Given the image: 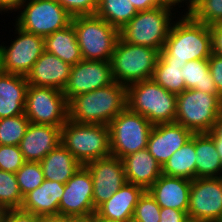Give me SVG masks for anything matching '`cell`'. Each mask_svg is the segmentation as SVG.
<instances>
[{
	"label": "cell",
	"mask_w": 222,
	"mask_h": 222,
	"mask_svg": "<svg viewBox=\"0 0 222 222\" xmlns=\"http://www.w3.org/2000/svg\"><path fill=\"white\" fill-rule=\"evenodd\" d=\"M185 211L173 208H160V222H183L187 218Z\"/></svg>",
	"instance_id": "obj_41"
},
{
	"label": "cell",
	"mask_w": 222,
	"mask_h": 222,
	"mask_svg": "<svg viewBox=\"0 0 222 222\" xmlns=\"http://www.w3.org/2000/svg\"><path fill=\"white\" fill-rule=\"evenodd\" d=\"M22 7L16 26L43 38L66 28L72 21V16L56 0H27Z\"/></svg>",
	"instance_id": "obj_11"
},
{
	"label": "cell",
	"mask_w": 222,
	"mask_h": 222,
	"mask_svg": "<svg viewBox=\"0 0 222 222\" xmlns=\"http://www.w3.org/2000/svg\"><path fill=\"white\" fill-rule=\"evenodd\" d=\"M113 82L110 61L81 60L71 67L63 94L69 103L77 95L109 86Z\"/></svg>",
	"instance_id": "obj_14"
},
{
	"label": "cell",
	"mask_w": 222,
	"mask_h": 222,
	"mask_svg": "<svg viewBox=\"0 0 222 222\" xmlns=\"http://www.w3.org/2000/svg\"><path fill=\"white\" fill-rule=\"evenodd\" d=\"M44 51L56 55L71 66L83 60L72 23L44 37Z\"/></svg>",
	"instance_id": "obj_27"
},
{
	"label": "cell",
	"mask_w": 222,
	"mask_h": 222,
	"mask_svg": "<svg viewBox=\"0 0 222 222\" xmlns=\"http://www.w3.org/2000/svg\"><path fill=\"white\" fill-rule=\"evenodd\" d=\"M212 35V51L222 57V23L210 25Z\"/></svg>",
	"instance_id": "obj_42"
},
{
	"label": "cell",
	"mask_w": 222,
	"mask_h": 222,
	"mask_svg": "<svg viewBox=\"0 0 222 222\" xmlns=\"http://www.w3.org/2000/svg\"><path fill=\"white\" fill-rule=\"evenodd\" d=\"M41 222H65V216L42 217Z\"/></svg>",
	"instance_id": "obj_48"
},
{
	"label": "cell",
	"mask_w": 222,
	"mask_h": 222,
	"mask_svg": "<svg viewBox=\"0 0 222 222\" xmlns=\"http://www.w3.org/2000/svg\"><path fill=\"white\" fill-rule=\"evenodd\" d=\"M127 107L153 125L175 121L177 95L167 91L152 78L126 87Z\"/></svg>",
	"instance_id": "obj_3"
},
{
	"label": "cell",
	"mask_w": 222,
	"mask_h": 222,
	"mask_svg": "<svg viewBox=\"0 0 222 222\" xmlns=\"http://www.w3.org/2000/svg\"><path fill=\"white\" fill-rule=\"evenodd\" d=\"M29 124L25 114L0 119V145L19 146Z\"/></svg>",
	"instance_id": "obj_32"
},
{
	"label": "cell",
	"mask_w": 222,
	"mask_h": 222,
	"mask_svg": "<svg viewBox=\"0 0 222 222\" xmlns=\"http://www.w3.org/2000/svg\"><path fill=\"white\" fill-rule=\"evenodd\" d=\"M68 106L72 122L109 125L127 106L126 86L114 81L109 86L75 96Z\"/></svg>",
	"instance_id": "obj_2"
},
{
	"label": "cell",
	"mask_w": 222,
	"mask_h": 222,
	"mask_svg": "<svg viewBox=\"0 0 222 222\" xmlns=\"http://www.w3.org/2000/svg\"><path fill=\"white\" fill-rule=\"evenodd\" d=\"M208 134L213 138L216 150L222 162V112Z\"/></svg>",
	"instance_id": "obj_43"
},
{
	"label": "cell",
	"mask_w": 222,
	"mask_h": 222,
	"mask_svg": "<svg viewBox=\"0 0 222 222\" xmlns=\"http://www.w3.org/2000/svg\"><path fill=\"white\" fill-rule=\"evenodd\" d=\"M25 162L19 146L0 145V170L16 173Z\"/></svg>",
	"instance_id": "obj_37"
},
{
	"label": "cell",
	"mask_w": 222,
	"mask_h": 222,
	"mask_svg": "<svg viewBox=\"0 0 222 222\" xmlns=\"http://www.w3.org/2000/svg\"><path fill=\"white\" fill-rule=\"evenodd\" d=\"M137 11H145L161 6L158 0H129Z\"/></svg>",
	"instance_id": "obj_44"
},
{
	"label": "cell",
	"mask_w": 222,
	"mask_h": 222,
	"mask_svg": "<svg viewBox=\"0 0 222 222\" xmlns=\"http://www.w3.org/2000/svg\"><path fill=\"white\" fill-rule=\"evenodd\" d=\"M24 114L30 123L62 128L69 119V106L63 91L29 85Z\"/></svg>",
	"instance_id": "obj_10"
},
{
	"label": "cell",
	"mask_w": 222,
	"mask_h": 222,
	"mask_svg": "<svg viewBox=\"0 0 222 222\" xmlns=\"http://www.w3.org/2000/svg\"><path fill=\"white\" fill-rule=\"evenodd\" d=\"M208 63L218 94L222 97V57L212 53L208 58Z\"/></svg>",
	"instance_id": "obj_39"
},
{
	"label": "cell",
	"mask_w": 222,
	"mask_h": 222,
	"mask_svg": "<svg viewBox=\"0 0 222 222\" xmlns=\"http://www.w3.org/2000/svg\"><path fill=\"white\" fill-rule=\"evenodd\" d=\"M222 112V97L196 89L177 94L175 121L192 133H209Z\"/></svg>",
	"instance_id": "obj_6"
},
{
	"label": "cell",
	"mask_w": 222,
	"mask_h": 222,
	"mask_svg": "<svg viewBox=\"0 0 222 222\" xmlns=\"http://www.w3.org/2000/svg\"><path fill=\"white\" fill-rule=\"evenodd\" d=\"M159 1V4L161 6H165V7H168V8H173V6L175 7V5H179V3H182V1H188V2H185V3H189L187 5L188 6V11H186V15H190L192 13V10L196 4V1L197 0H158Z\"/></svg>",
	"instance_id": "obj_46"
},
{
	"label": "cell",
	"mask_w": 222,
	"mask_h": 222,
	"mask_svg": "<svg viewBox=\"0 0 222 222\" xmlns=\"http://www.w3.org/2000/svg\"><path fill=\"white\" fill-rule=\"evenodd\" d=\"M190 15L208 26L222 23V0H197Z\"/></svg>",
	"instance_id": "obj_35"
},
{
	"label": "cell",
	"mask_w": 222,
	"mask_h": 222,
	"mask_svg": "<svg viewBox=\"0 0 222 222\" xmlns=\"http://www.w3.org/2000/svg\"><path fill=\"white\" fill-rule=\"evenodd\" d=\"M39 163L46 180L63 184L82 166L61 143Z\"/></svg>",
	"instance_id": "obj_25"
},
{
	"label": "cell",
	"mask_w": 222,
	"mask_h": 222,
	"mask_svg": "<svg viewBox=\"0 0 222 222\" xmlns=\"http://www.w3.org/2000/svg\"><path fill=\"white\" fill-rule=\"evenodd\" d=\"M111 155L125 156L147 148L153 124L127 106L109 123Z\"/></svg>",
	"instance_id": "obj_9"
},
{
	"label": "cell",
	"mask_w": 222,
	"mask_h": 222,
	"mask_svg": "<svg viewBox=\"0 0 222 222\" xmlns=\"http://www.w3.org/2000/svg\"><path fill=\"white\" fill-rule=\"evenodd\" d=\"M61 144L85 166L111 155L109 126L72 122L68 119L61 128Z\"/></svg>",
	"instance_id": "obj_4"
},
{
	"label": "cell",
	"mask_w": 222,
	"mask_h": 222,
	"mask_svg": "<svg viewBox=\"0 0 222 222\" xmlns=\"http://www.w3.org/2000/svg\"><path fill=\"white\" fill-rule=\"evenodd\" d=\"M60 143V127L30 123L19 148L25 161L40 162Z\"/></svg>",
	"instance_id": "obj_19"
},
{
	"label": "cell",
	"mask_w": 222,
	"mask_h": 222,
	"mask_svg": "<svg viewBox=\"0 0 222 222\" xmlns=\"http://www.w3.org/2000/svg\"><path fill=\"white\" fill-rule=\"evenodd\" d=\"M96 222H126V221H119V220H112V219L102 218V217H99L96 214Z\"/></svg>",
	"instance_id": "obj_49"
},
{
	"label": "cell",
	"mask_w": 222,
	"mask_h": 222,
	"mask_svg": "<svg viewBox=\"0 0 222 222\" xmlns=\"http://www.w3.org/2000/svg\"><path fill=\"white\" fill-rule=\"evenodd\" d=\"M186 63H167L160 55L158 56L152 79L167 91L180 94L186 90L181 68Z\"/></svg>",
	"instance_id": "obj_31"
},
{
	"label": "cell",
	"mask_w": 222,
	"mask_h": 222,
	"mask_svg": "<svg viewBox=\"0 0 222 222\" xmlns=\"http://www.w3.org/2000/svg\"><path fill=\"white\" fill-rule=\"evenodd\" d=\"M27 0H0V11H17Z\"/></svg>",
	"instance_id": "obj_45"
},
{
	"label": "cell",
	"mask_w": 222,
	"mask_h": 222,
	"mask_svg": "<svg viewBox=\"0 0 222 222\" xmlns=\"http://www.w3.org/2000/svg\"><path fill=\"white\" fill-rule=\"evenodd\" d=\"M64 187L63 183L45 179L40 186L23 197L20 209L41 217L59 216V202Z\"/></svg>",
	"instance_id": "obj_21"
},
{
	"label": "cell",
	"mask_w": 222,
	"mask_h": 222,
	"mask_svg": "<svg viewBox=\"0 0 222 222\" xmlns=\"http://www.w3.org/2000/svg\"><path fill=\"white\" fill-rule=\"evenodd\" d=\"M145 191L139 185L126 182L96 209V214L102 218L127 221L133 217L135 206Z\"/></svg>",
	"instance_id": "obj_23"
},
{
	"label": "cell",
	"mask_w": 222,
	"mask_h": 222,
	"mask_svg": "<svg viewBox=\"0 0 222 222\" xmlns=\"http://www.w3.org/2000/svg\"><path fill=\"white\" fill-rule=\"evenodd\" d=\"M192 135L190 130L176 122L156 124L150 132L147 149L163 167L169 158L191 139Z\"/></svg>",
	"instance_id": "obj_17"
},
{
	"label": "cell",
	"mask_w": 222,
	"mask_h": 222,
	"mask_svg": "<svg viewBox=\"0 0 222 222\" xmlns=\"http://www.w3.org/2000/svg\"><path fill=\"white\" fill-rule=\"evenodd\" d=\"M28 86L26 76L0 70V119L24 114Z\"/></svg>",
	"instance_id": "obj_22"
},
{
	"label": "cell",
	"mask_w": 222,
	"mask_h": 222,
	"mask_svg": "<svg viewBox=\"0 0 222 222\" xmlns=\"http://www.w3.org/2000/svg\"><path fill=\"white\" fill-rule=\"evenodd\" d=\"M194 147L196 178L222 177V162L213 138L208 133H194Z\"/></svg>",
	"instance_id": "obj_26"
},
{
	"label": "cell",
	"mask_w": 222,
	"mask_h": 222,
	"mask_svg": "<svg viewBox=\"0 0 222 222\" xmlns=\"http://www.w3.org/2000/svg\"><path fill=\"white\" fill-rule=\"evenodd\" d=\"M72 17L95 15L98 0H56Z\"/></svg>",
	"instance_id": "obj_38"
},
{
	"label": "cell",
	"mask_w": 222,
	"mask_h": 222,
	"mask_svg": "<svg viewBox=\"0 0 222 222\" xmlns=\"http://www.w3.org/2000/svg\"><path fill=\"white\" fill-rule=\"evenodd\" d=\"M42 217L22 209H8L4 222H41Z\"/></svg>",
	"instance_id": "obj_40"
},
{
	"label": "cell",
	"mask_w": 222,
	"mask_h": 222,
	"mask_svg": "<svg viewBox=\"0 0 222 222\" xmlns=\"http://www.w3.org/2000/svg\"><path fill=\"white\" fill-rule=\"evenodd\" d=\"M160 206L146 190L135 206L133 217L141 222H160Z\"/></svg>",
	"instance_id": "obj_36"
},
{
	"label": "cell",
	"mask_w": 222,
	"mask_h": 222,
	"mask_svg": "<svg viewBox=\"0 0 222 222\" xmlns=\"http://www.w3.org/2000/svg\"><path fill=\"white\" fill-rule=\"evenodd\" d=\"M212 53L210 26L185 14L172 24L164 48L159 55L167 63L182 64L208 59Z\"/></svg>",
	"instance_id": "obj_1"
},
{
	"label": "cell",
	"mask_w": 222,
	"mask_h": 222,
	"mask_svg": "<svg viewBox=\"0 0 222 222\" xmlns=\"http://www.w3.org/2000/svg\"><path fill=\"white\" fill-rule=\"evenodd\" d=\"M171 10L165 6H158L138 11L119 31V37L129 44L155 48L160 52L173 24Z\"/></svg>",
	"instance_id": "obj_8"
},
{
	"label": "cell",
	"mask_w": 222,
	"mask_h": 222,
	"mask_svg": "<svg viewBox=\"0 0 222 222\" xmlns=\"http://www.w3.org/2000/svg\"><path fill=\"white\" fill-rule=\"evenodd\" d=\"M187 216L205 222H222V177L191 181Z\"/></svg>",
	"instance_id": "obj_13"
},
{
	"label": "cell",
	"mask_w": 222,
	"mask_h": 222,
	"mask_svg": "<svg viewBox=\"0 0 222 222\" xmlns=\"http://www.w3.org/2000/svg\"><path fill=\"white\" fill-rule=\"evenodd\" d=\"M191 180L162 174L147 190L161 208L188 211Z\"/></svg>",
	"instance_id": "obj_20"
},
{
	"label": "cell",
	"mask_w": 222,
	"mask_h": 222,
	"mask_svg": "<svg viewBox=\"0 0 222 222\" xmlns=\"http://www.w3.org/2000/svg\"><path fill=\"white\" fill-rule=\"evenodd\" d=\"M15 175L23 197L40 186L45 180L39 162L26 161Z\"/></svg>",
	"instance_id": "obj_34"
},
{
	"label": "cell",
	"mask_w": 222,
	"mask_h": 222,
	"mask_svg": "<svg viewBox=\"0 0 222 222\" xmlns=\"http://www.w3.org/2000/svg\"><path fill=\"white\" fill-rule=\"evenodd\" d=\"M126 222H141V221L135 219L134 217H131Z\"/></svg>",
	"instance_id": "obj_52"
},
{
	"label": "cell",
	"mask_w": 222,
	"mask_h": 222,
	"mask_svg": "<svg viewBox=\"0 0 222 222\" xmlns=\"http://www.w3.org/2000/svg\"><path fill=\"white\" fill-rule=\"evenodd\" d=\"M183 222H205L203 220L187 217Z\"/></svg>",
	"instance_id": "obj_51"
},
{
	"label": "cell",
	"mask_w": 222,
	"mask_h": 222,
	"mask_svg": "<svg viewBox=\"0 0 222 222\" xmlns=\"http://www.w3.org/2000/svg\"><path fill=\"white\" fill-rule=\"evenodd\" d=\"M65 222H96V213L65 216Z\"/></svg>",
	"instance_id": "obj_47"
},
{
	"label": "cell",
	"mask_w": 222,
	"mask_h": 222,
	"mask_svg": "<svg viewBox=\"0 0 222 222\" xmlns=\"http://www.w3.org/2000/svg\"><path fill=\"white\" fill-rule=\"evenodd\" d=\"M6 209L0 207V222H4L6 218Z\"/></svg>",
	"instance_id": "obj_50"
},
{
	"label": "cell",
	"mask_w": 222,
	"mask_h": 222,
	"mask_svg": "<svg viewBox=\"0 0 222 222\" xmlns=\"http://www.w3.org/2000/svg\"><path fill=\"white\" fill-rule=\"evenodd\" d=\"M71 67L56 55L44 51L26 76L28 85L52 87L63 91L67 85Z\"/></svg>",
	"instance_id": "obj_18"
},
{
	"label": "cell",
	"mask_w": 222,
	"mask_h": 222,
	"mask_svg": "<svg viewBox=\"0 0 222 222\" xmlns=\"http://www.w3.org/2000/svg\"><path fill=\"white\" fill-rule=\"evenodd\" d=\"M22 202L15 173L0 170V207L6 210L20 209Z\"/></svg>",
	"instance_id": "obj_33"
},
{
	"label": "cell",
	"mask_w": 222,
	"mask_h": 222,
	"mask_svg": "<svg viewBox=\"0 0 222 222\" xmlns=\"http://www.w3.org/2000/svg\"><path fill=\"white\" fill-rule=\"evenodd\" d=\"M18 36L10 46L0 45V70L27 76L32 66L44 52V38L15 25Z\"/></svg>",
	"instance_id": "obj_12"
},
{
	"label": "cell",
	"mask_w": 222,
	"mask_h": 222,
	"mask_svg": "<svg viewBox=\"0 0 222 222\" xmlns=\"http://www.w3.org/2000/svg\"><path fill=\"white\" fill-rule=\"evenodd\" d=\"M158 56L155 48L129 44L119 37L110 60L113 80L127 87L151 79Z\"/></svg>",
	"instance_id": "obj_5"
},
{
	"label": "cell",
	"mask_w": 222,
	"mask_h": 222,
	"mask_svg": "<svg viewBox=\"0 0 222 222\" xmlns=\"http://www.w3.org/2000/svg\"><path fill=\"white\" fill-rule=\"evenodd\" d=\"M96 213L93 205V181L86 166H81L65 183L59 202V216Z\"/></svg>",
	"instance_id": "obj_16"
},
{
	"label": "cell",
	"mask_w": 222,
	"mask_h": 222,
	"mask_svg": "<svg viewBox=\"0 0 222 222\" xmlns=\"http://www.w3.org/2000/svg\"><path fill=\"white\" fill-rule=\"evenodd\" d=\"M83 60L110 61L119 30L97 15L72 17Z\"/></svg>",
	"instance_id": "obj_7"
},
{
	"label": "cell",
	"mask_w": 222,
	"mask_h": 222,
	"mask_svg": "<svg viewBox=\"0 0 222 222\" xmlns=\"http://www.w3.org/2000/svg\"><path fill=\"white\" fill-rule=\"evenodd\" d=\"M93 181V205L97 209L117 192L127 181L124 164L115 156H108L85 165Z\"/></svg>",
	"instance_id": "obj_15"
},
{
	"label": "cell",
	"mask_w": 222,
	"mask_h": 222,
	"mask_svg": "<svg viewBox=\"0 0 222 222\" xmlns=\"http://www.w3.org/2000/svg\"><path fill=\"white\" fill-rule=\"evenodd\" d=\"M137 13L129 0H98L95 15L120 31Z\"/></svg>",
	"instance_id": "obj_30"
},
{
	"label": "cell",
	"mask_w": 222,
	"mask_h": 222,
	"mask_svg": "<svg viewBox=\"0 0 222 222\" xmlns=\"http://www.w3.org/2000/svg\"><path fill=\"white\" fill-rule=\"evenodd\" d=\"M126 181L148 190L162 175V167L149 153L142 149L123 159Z\"/></svg>",
	"instance_id": "obj_24"
},
{
	"label": "cell",
	"mask_w": 222,
	"mask_h": 222,
	"mask_svg": "<svg viewBox=\"0 0 222 222\" xmlns=\"http://www.w3.org/2000/svg\"><path fill=\"white\" fill-rule=\"evenodd\" d=\"M162 174L188 180L196 178V152L194 133L191 139L177 150L162 167Z\"/></svg>",
	"instance_id": "obj_28"
},
{
	"label": "cell",
	"mask_w": 222,
	"mask_h": 222,
	"mask_svg": "<svg viewBox=\"0 0 222 222\" xmlns=\"http://www.w3.org/2000/svg\"><path fill=\"white\" fill-rule=\"evenodd\" d=\"M181 70L186 89H196L209 94H218L209 71L208 59L188 61Z\"/></svg>",
	"instance_id": "obj_29"
}]
</instances>
